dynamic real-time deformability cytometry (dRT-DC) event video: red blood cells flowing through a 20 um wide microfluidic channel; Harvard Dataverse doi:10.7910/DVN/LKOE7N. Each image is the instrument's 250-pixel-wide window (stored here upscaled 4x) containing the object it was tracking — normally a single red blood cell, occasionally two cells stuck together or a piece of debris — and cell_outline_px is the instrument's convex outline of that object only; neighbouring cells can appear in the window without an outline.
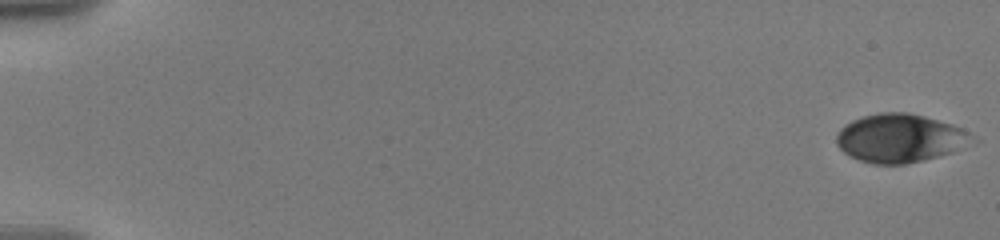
{"species": "human", "species_latin": "Homo sapiens", "temperature_condition": "warm", "stored_images_in_passage": 12, "camera_frame_rate_fps": 3000, "um_per_image_px": 0.085, "donor": {"sex": "male"}, "frame": {"image": 1, "passage_image": 1, "time_ms": 0.0, "image_size_px": [1000, 240], "cell_outline_px": [[980, 140], [952, 152], [924, 160], [904, 164], [872, 164], [848, 156], [836, 144], [836, 136], [840, 128], [852, 120], [864, 116], [880, 112], [904, 112], [924, 116], [952, 124], [976, 136]], "centroid_in_image_um": [76.52, 11.75], "position_along_channel_um": 8.5, "area_um2": 38.49}}
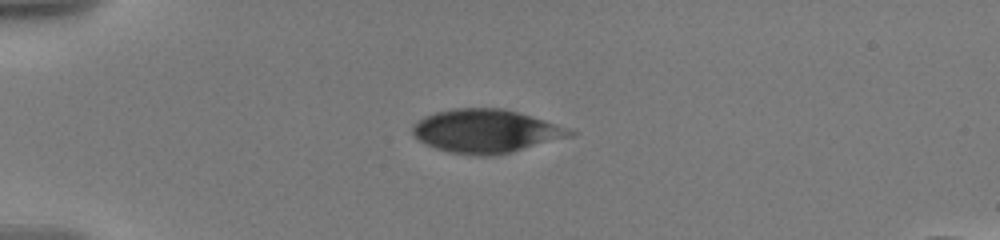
{"frame": {"image": 2, "passage_image": 9, "time_ms": 5.0, "image_size_px": [1000, 240], "cell_outline_px": [[580, 132], [576, 136], [496, 156], [476, 156], [448, 152], [436, 148], [420, 140], [412, 132], [412, 128], [424, 116], [436, 112], [452, 108], [504, 108], [532, 116], [572, 128]], "centroid_in_image_um": [41.43, 11.15], "position_along_channel_um": 43.6, "area_um2": 40.29}}
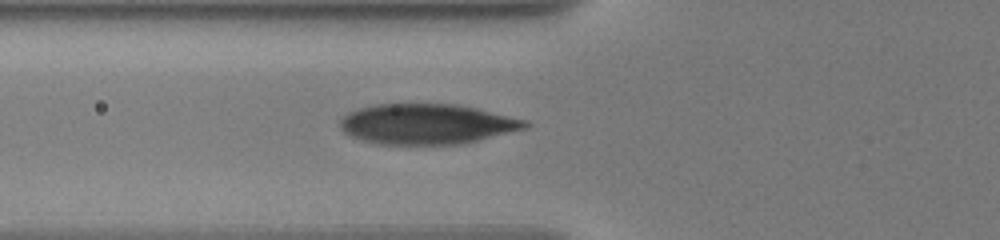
{"frame": {"image": 3, "passage_image": 12, "time_ms": 7.333, "image_size_px": [1000, 240], "cell_outline_px": [[528, 124], [524, 128], [476, 140], [456, 144], [380, 144], [364, 140], [352, 136], [344, 132], [340, 128], [340, 120], [348, 112], [356, 108], [376, 104], [456, 104], [476, 108], [524, 120]], "centroid_in_image_um": [36.19, 10.53], "position_along_channel_um": 89.6, "area_um2": 42.71}}